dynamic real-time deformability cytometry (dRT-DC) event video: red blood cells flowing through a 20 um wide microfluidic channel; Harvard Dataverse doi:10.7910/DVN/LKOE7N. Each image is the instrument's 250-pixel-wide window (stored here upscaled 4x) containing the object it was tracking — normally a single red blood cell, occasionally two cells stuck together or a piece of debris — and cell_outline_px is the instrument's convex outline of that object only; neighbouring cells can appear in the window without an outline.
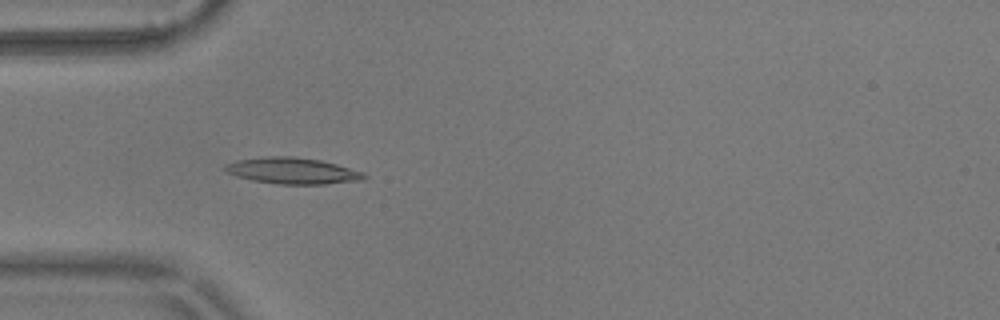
{"species": "common noctule bat (a hibernating species)", "species_latin": "Nyctalus noctula", "temperature_condition": "warm", "stored_images_in_passage": 56, "camera_frame_rate_fps": 3000, "um_per_image_px": 0.085, "animal": {"sex": "male", "body_mass_g": 17.9}, "frame": {"image": 1, "passage_image": 17, "time_ms": 5.333, "image_size_px": [1000, 320], "cell_outline_px": [[368, 176], [364, 180], [324, 184], [276, 184], [252, 180], [236, 176], [228, 172], [224, 168], [224, 164], [236, 160], [264, 156], [292, 156], [320, 160], [336, 164], [364, 172]], "centroid_in_image_um": [24.87, 14.51], "position_along_channel_um": 60.1, "area_um2": 21.39}}
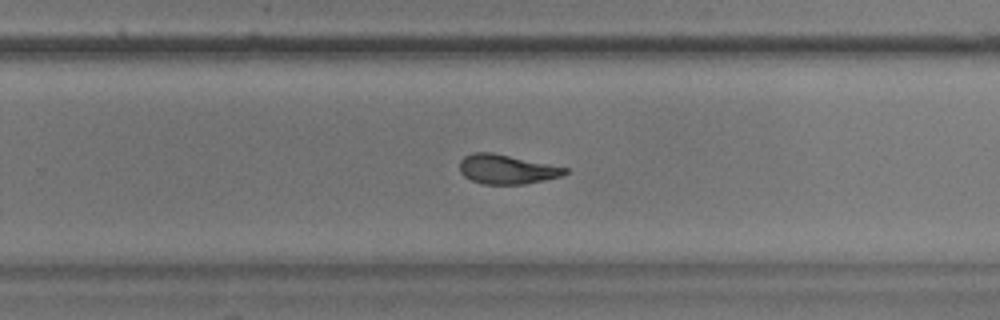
{"frame": {"image": 2, "passage_image": 36, "time_ms": 11.667, "image_size_px": [1000, 320], "cell_outline_px": [[568, 172], [560, 176], [544, 180], [524, 184], [480, 184], [464, 176], [460, 172], [460, 160], [464, 156], [472, 152], [492, 152], [568, 168]], "centroid_in_image_um": [43.04, 14.38], "position_along_channel_um": 286.8, "area_um2": 17.98}}
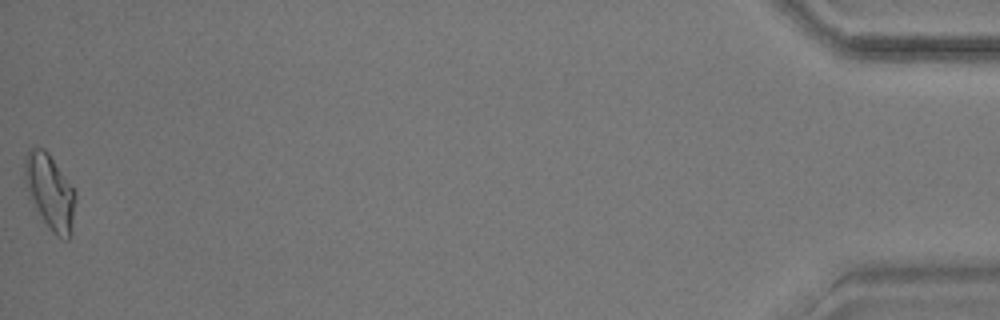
{"frame": {"image": 3, "passage_image": 56, "time_ms": 18.333, "image_size_px": [1000, 320], "cell_outline_px": [[76, 200], [72, 232], [68, 240], [64, 240], [56, 236], [48, 228], [28, 196], [24, 180], [24, 156], [32, 148], [44, 148], [48, 152], [76, 192]], "centroid_in_image_um": [4.25, 16.34], "position_along_channel_um": 431.0, "area_um2": 22.48}, "authors_computed_cell_mechanics": {"area_um2": 19.3052, "velocity_mm_per_s": 3.6111, "shape_relaxation_time_tau1_ms": 6.1998, "shape_relaxation_time_tau2_ms": 3.1671, "deformation_change_tau1": 0.2036, "deformation_change_tau2": 0.0868}}